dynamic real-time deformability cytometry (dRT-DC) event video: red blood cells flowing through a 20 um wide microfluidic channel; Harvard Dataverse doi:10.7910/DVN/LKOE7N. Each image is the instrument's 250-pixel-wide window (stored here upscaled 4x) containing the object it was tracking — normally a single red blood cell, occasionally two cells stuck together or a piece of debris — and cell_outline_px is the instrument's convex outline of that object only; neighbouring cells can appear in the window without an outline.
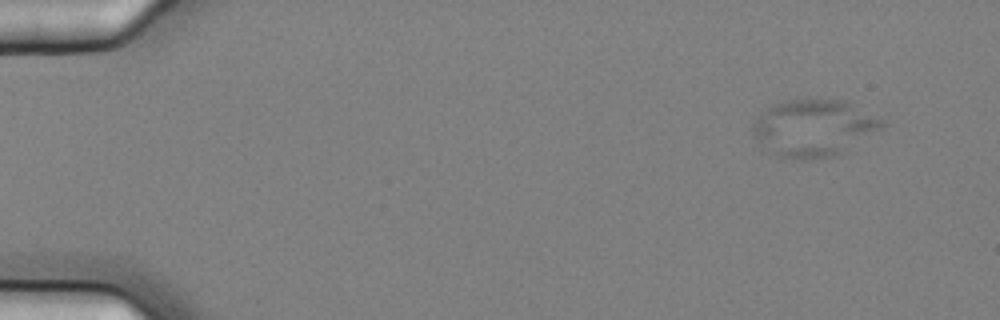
{"species": "common noctule bat (a hibernating species)", "species_latin": "Nyctalus noctula", "temperature_condition": "cold", "stored_images_in_passage": 6, "camera_frame_rate_fps": 3000, "um_per_image_px": 0.085, "animal": {"sex": "female", "body_mass_g": 25.1}, "frame": {"image": 1, "passage_image": 2, "time_ms": 0.333, "image_size_px": [1000, 320], "cell_outline_px": [[888, 124], [832, 156], [804, 160], [800, 160], [776, 156], [764, 152], [752, 136], [752, 124], [768, 108], [776, 104], [788, 100], [844, 100], [884, 120]], "centroid_in_image_um": [69.08, 10.9], "position_along_channel_um": 15.9, "area_um2": 42.31}}